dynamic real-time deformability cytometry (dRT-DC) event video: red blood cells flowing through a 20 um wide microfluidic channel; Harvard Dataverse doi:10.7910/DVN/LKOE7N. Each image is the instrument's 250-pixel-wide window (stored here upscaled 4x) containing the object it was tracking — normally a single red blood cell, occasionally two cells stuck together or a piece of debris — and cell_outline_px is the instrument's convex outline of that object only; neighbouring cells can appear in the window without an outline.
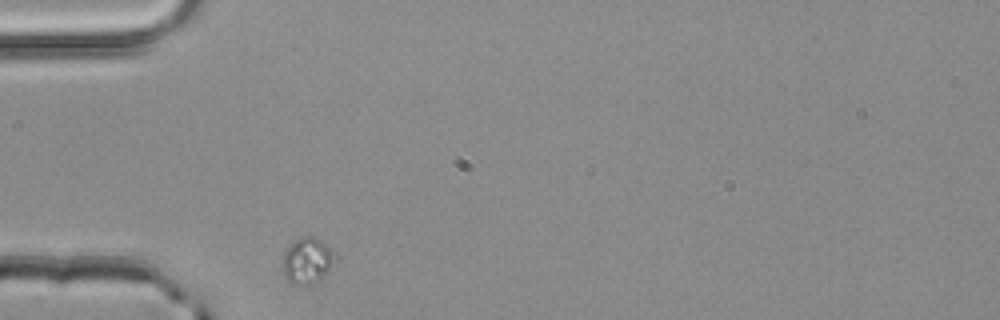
{"species": "common noctule bat (a hibernating species)", "species_latin": "Nyctalus noctula", "temperature_condition": "room temperature", "stored_images_in_passage": 1, "camera_frame_rate_fps": 3000, "um_per_image_px": 0.085, "animal": {"sex": "male", "body_mass_g": 20.4}, "frame": {"image": 1, "passage_image": 1, "time_ms": 0.0, "image_size_px": [1000, 320], "cell_outline_px": [[340, 260], [320, 280], [308, 284], [296, 284], [288, 280], [284, 276], [284, 248], [288, 244], [300, 236], [312, 236], [320, 240], [332, 248], [340, 256]], "centroid_in_image_um": [26.21, 22.11], "position_along_channel_um": 58.8, "area_um2": 14.57}}